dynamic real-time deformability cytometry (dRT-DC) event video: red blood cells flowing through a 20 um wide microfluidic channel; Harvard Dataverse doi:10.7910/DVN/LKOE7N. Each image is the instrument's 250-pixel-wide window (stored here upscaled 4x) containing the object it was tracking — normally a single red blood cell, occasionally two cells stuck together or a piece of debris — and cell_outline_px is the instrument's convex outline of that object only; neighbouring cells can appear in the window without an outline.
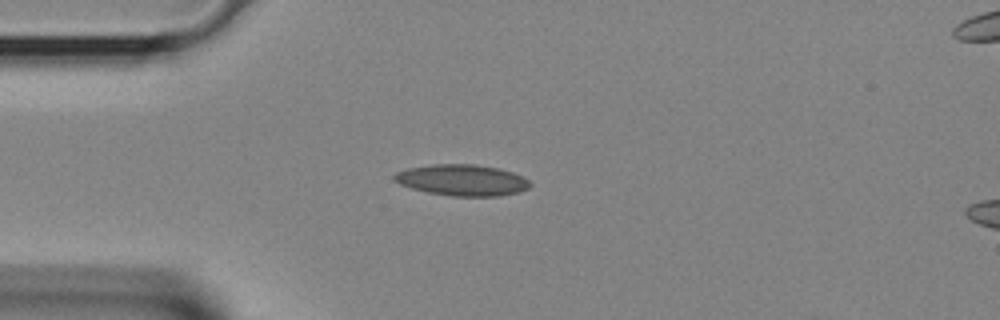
{"species": "Egyptian fruit bat (a non-hibernating species)", "species_latin": "Rousettus aegyptiacus", "temperature_condition": "room temperature", "stored_images_in_passage": 32, "camera_frame_rate_fps": 3000, "um_per_image_px": 0.085, "animal": {"sex": "female"}, "frame": {"image": 1, "passage_image": 4, "time_ms": 1.0, "image_size_px": [1000, 320], "cell_outline_px": [[532, 184], [528, 188], [520, 192], [500, 196], [452, 196], [428, 192], [412, 188], [400, 184], [392, 180], [392, 176], [396, 172], [408, 168], [432, 164], [472, 164], [500, 168], [512, 172], [528, 180]], "centroid_in_image_um": [39.27, 15.31], "position_along_channel_um": 45.7, "area_um2": 24.74}}
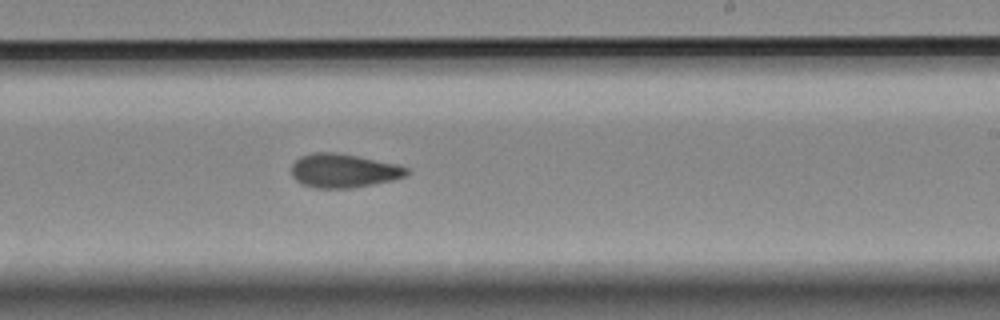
{"frame": {"image": 2, "passage_image": 17, "time_ms": 5.333, "image_size_px": [1000, 320], "cell_outline_px": [[412, 172], [408, 176], [392, 180], [352, 188], [312, 188], [300, 184], [292, 176], [292, 164], [300, 156], [312, 152], [336, 152], [400, 164], [408, 168]], "centroid_in_image_um": [29.23, 14.51], "position_along_channel_um": 259.8, "area_um2": 23.12}}
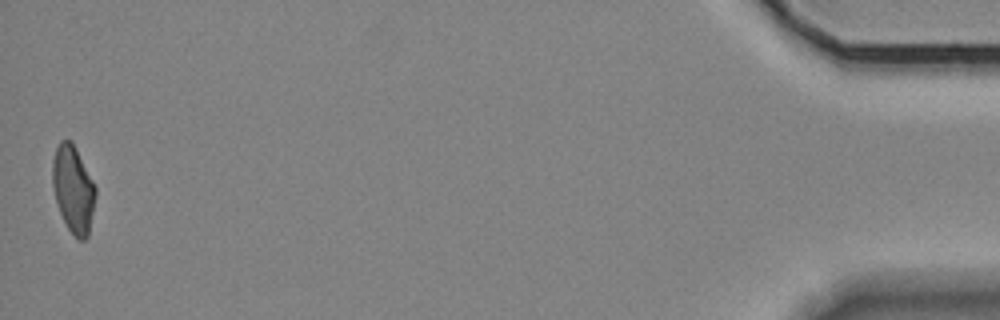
{"frame": {"image": 3, "passage_image": 32, "time_ms": 10.333, "image_size_px": [1000, 320], "cell_outline_px": [[96, 196], [88, 236], [84, 240], [80, 240], [68, 228], [60, 212], [56, 200], [52, 184], [52, 160], [56, 148], [60, 140], [72, 140], [96, 188]], "centroid_in_image_um": [6.22, 16.05], "position_along_channel_um": 429.0, "area_um2": 21.62}}